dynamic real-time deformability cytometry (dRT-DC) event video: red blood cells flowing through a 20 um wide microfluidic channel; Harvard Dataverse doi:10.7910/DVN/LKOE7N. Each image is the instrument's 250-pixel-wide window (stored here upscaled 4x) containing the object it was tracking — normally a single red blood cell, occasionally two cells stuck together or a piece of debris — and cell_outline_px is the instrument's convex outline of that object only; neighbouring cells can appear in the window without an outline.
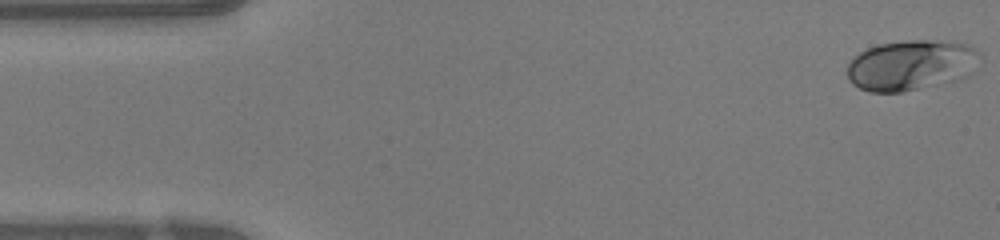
{"species": "human", "species_latin": "Homo sapiens", "temperature_condition": "warm", "stored_images_in_passage": 9, "camera_frame_rate_fps": 3000, "um_per_image_px": 0.085, "donor": {"sex": "female"}, "frame": {"image": 1, "passage_image": 1, "time_ms": 0.0, "image_size_px": [1000, 240], "cell_outline_px": [[980, 56], [972, 72], [968, 76], [960, 80], [900, 92], [868, 92], [852, 84], [848, 80], [848, 64], [860, 52], [868, 48], [880, 44], [904, 40], [940, 40], [968, 44], [976, 48], [980, 52]], "centroid_in_image_um": [77.48, 5.54], "position_along_channel_um": 7.5, "area_um2": 39.25}}